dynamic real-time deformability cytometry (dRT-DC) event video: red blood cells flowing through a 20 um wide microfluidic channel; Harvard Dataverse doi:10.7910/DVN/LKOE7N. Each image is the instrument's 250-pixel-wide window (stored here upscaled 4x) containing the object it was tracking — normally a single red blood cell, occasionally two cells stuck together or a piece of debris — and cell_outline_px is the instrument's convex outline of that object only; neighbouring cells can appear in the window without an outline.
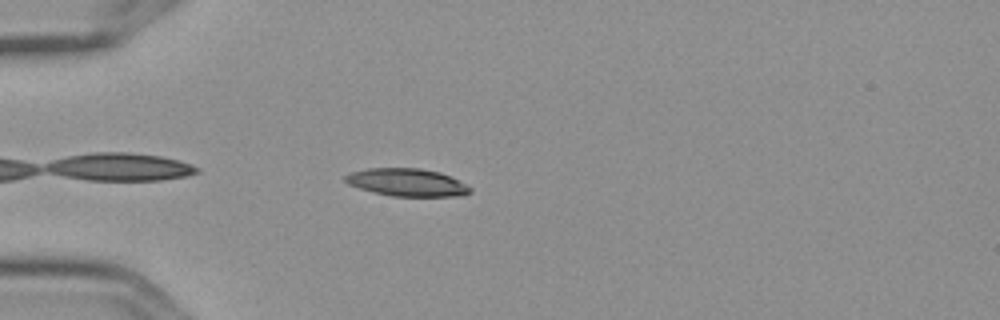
{"species": "Egyptian fruit bat (a non-hibernating species)", "species_latin": "Rousettus aegyptiacus", "temperature_condition": "cold", "stored_images_in_passage": 1, "camera_frame_rate_fps": 3000, "um_per_image_px": 0.085, "frame": {"image": 1, "passage_image": 1, "time_ms": 0.0, "image_size_px": [1000, 320], "cell_outline_px": [[472, 192], [464, 196], [392, 196], [360, 188], [348, 184], [344, 180], [344, 176], [352, 172], [368, 168], [420, 168], [440, 172], [452, 176], [472, 188]], "centroid_in_image_um": [34.65, 15.5], "position_along_channel_um": 50.4, "area_um2": 20.17}}